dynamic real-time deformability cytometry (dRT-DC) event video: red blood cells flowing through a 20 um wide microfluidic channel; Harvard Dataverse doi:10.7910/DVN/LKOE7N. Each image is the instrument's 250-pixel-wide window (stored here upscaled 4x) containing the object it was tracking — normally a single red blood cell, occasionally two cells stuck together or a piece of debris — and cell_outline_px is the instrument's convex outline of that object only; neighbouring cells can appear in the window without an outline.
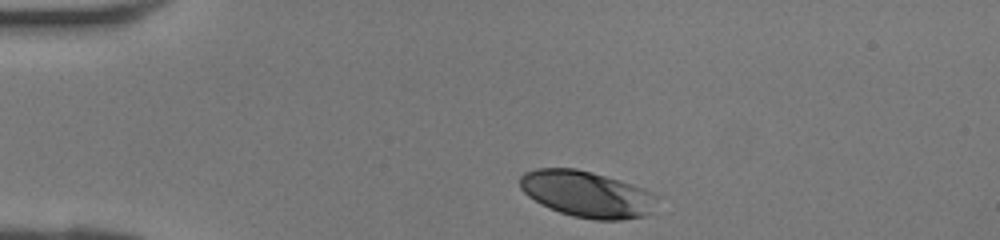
{"species": "human", "species_latin": "Homo sapiens", "temperature_condition": "room temperature", "stored_images_in_passage": 27, "camera_frame_rate_fps": 3000, "um_per_image_px": 0.085, "donor": {"sex": "female"}, "frame": {"image": 1, "passage_image": 1, "time_ms": 0.0, "image_size_px": [1000, 240], "cell_outline_px": [[660, 196], [648, 212], [644, 216], [620, 220], [596, 220], [572, 216], [560, 212], [528, 196], [520, 188], [520, 176], [524, 172], [536, 168], [576, 168], [592, 172], [632, 184], [644, 188]], "centroid_in_image_um": [49.89, 16.48], "position_along_channel_um": 35.1, "area_um2": 36.7}}
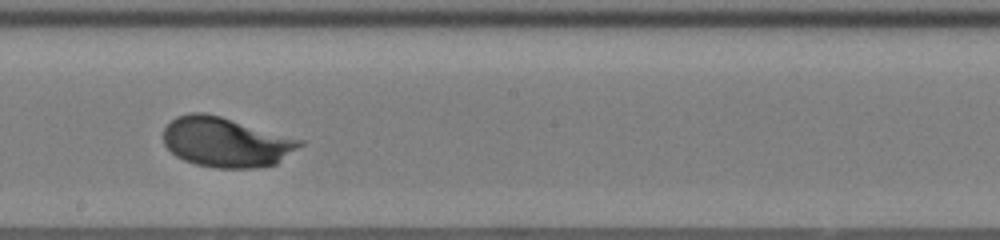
{"frame": {"image": 2, "passage_image": 16, "time_ms": 5.0, "image_size_px": [1000, 240], "cell_outline_px": [[304, 144], [276, 164], [256, 168], [216, 168], [196, 164], [184, 160], [176, 156], [164, 144], [164, 128], [176, 116], [188, 112], [204, 112], [220, 116], [304, 140]], "centroid_in_image_um": [19.21, 12.08], "position_along_channel_um": 229.0, "area_um2": 39.59}}
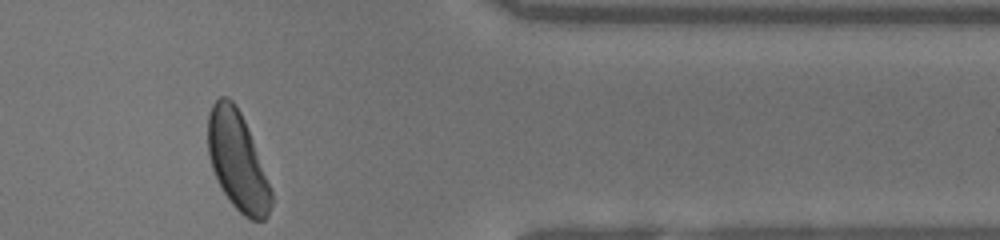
{"frame": {"image": 3, "passage_image": 27, "time_ms": 8.667, "image_size_px": [1000, 240], "cell_outline_px": [[272, 204], [268, 216], [264, 220], [252, 220], [244, 216], [228, 200], [212, 168], [208, 156], [208, 116], [212, 104], [220, 96], [228, 96], [236, 104], [248, 128], [272, 192]], "centroid_in_image_um": [20.18, 13.68], "position_along_channel_um": 391.2, "area_um2": 35.95}}